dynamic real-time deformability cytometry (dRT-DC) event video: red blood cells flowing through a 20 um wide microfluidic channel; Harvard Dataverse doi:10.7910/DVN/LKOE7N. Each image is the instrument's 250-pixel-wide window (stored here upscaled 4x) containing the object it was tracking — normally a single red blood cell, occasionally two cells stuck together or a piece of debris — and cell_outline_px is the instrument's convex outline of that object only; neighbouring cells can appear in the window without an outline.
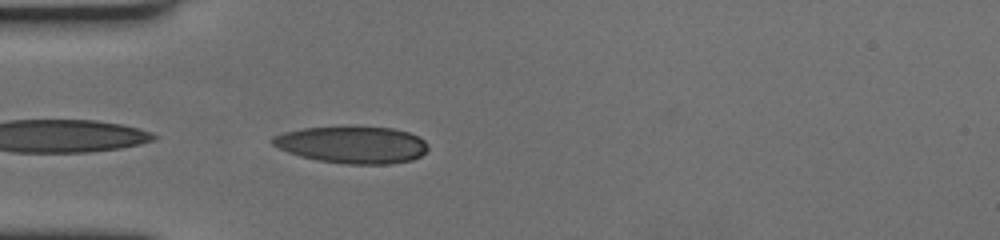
{"species": "human", "species_latin": "Homo sapiens", "temperature_condition": "cold", "stored_images_in_passage": 23, "camera_frame_rate_fps": 3000, "um_per_image_px": 0.085, "donor": {"sex": "female"}, "frame": {"image": 1, "passage_image": 1, "time_ms": 0.0, "image_size_px": [1000, 240], "cell_outline_px": [[428, 148], [420, 156], [412, 160], [388, 164], [344, 164], [316, 160], [300, 156], [288, 152], [272, 144], [268, 140], [272, 136], [284, 132], [304, 128], [392, 128], [408, 132], [424, 140], [428, 144]], "centroid_in_image_um": [29.92, 12.33], "position_along_channel_um": 55.1, "area_um2": 33.12}}
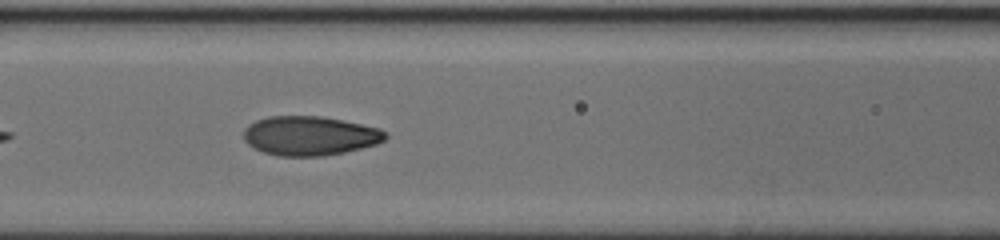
{"frame": {"image": 2, "passage_image": 9, "time_ms": 2.667, "image_size_px": [1000, 240], "cell_outline_px": [[388, 136], [384, 140], [376, 144], [344, 152], [324, 156], [276, 156], [264, 152], [248, 144], [244, 140], [244, 128], [248, 124], [256, 120], [268, 116], [320, 116], [380, 128], [388, 132]], "centroid_in_image_um": [26.32, 11.54], "position_along_channel_um": 140.3, "area_um2": 32.43}}
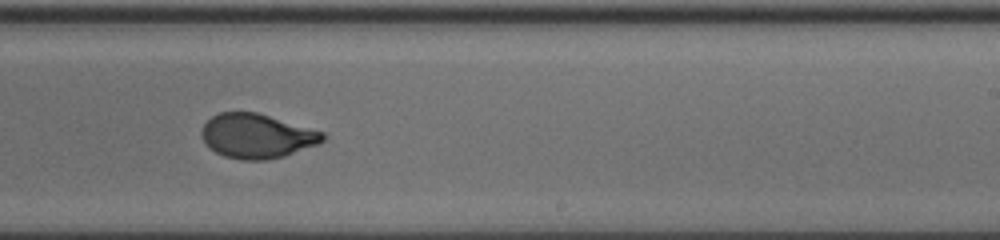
{"frame": {"image": 3, "passage_image": 20, "time_ms": 6.333, "image_size_px": [1000, 240], "cell_outline_px": [[324, 140], [320, 144], [284, 156], [268, 160], [240, 160], [224, 156], [208, 148], [200, 136], [200, 132], [204, 124], [212, 116], [220, 112], [256, 112], [324, 132]], "centroid_in_image_um": [21.81, 11.57], "position_along_channel_um": 267.2, "area_um2": 31.5}}